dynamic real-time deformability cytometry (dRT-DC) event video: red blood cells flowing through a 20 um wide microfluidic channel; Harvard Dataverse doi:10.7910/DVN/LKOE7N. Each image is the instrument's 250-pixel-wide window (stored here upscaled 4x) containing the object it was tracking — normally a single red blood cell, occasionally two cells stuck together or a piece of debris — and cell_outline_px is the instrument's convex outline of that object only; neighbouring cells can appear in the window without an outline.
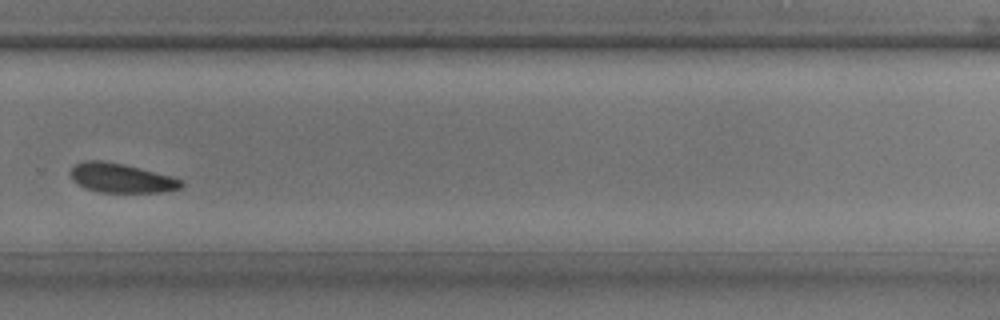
{"species": "common noctule bat (a hibernating species)", "species_latin": "Nyctalus noctula", "temperature_condition": "room temperature", "stored_images_in_passage": 35, "camera_frame_rate_fps": 3000, "um_per_image_px": 0.085, "animal": {"sex": "male", "body_mass_g": 17.9, "forearm_length_mm": 54.2}, "frame": {"image": 1, "passage_image": 25, "time_ms": 8.0, "image_size_px": [1000, 320], "cell_outline_px": [[184, 184], [180, 188], [164, 192], [100, 192], [84, 188], [72, 180], [68, 172], [76, 164], [84, 160], [100, 160], [124, 164], [172, 176], [184, 180]], "centroid_in_image_um": [10.3, 15.13], "position_along_channel_um": 319.5, "area_um2": 19.07}}